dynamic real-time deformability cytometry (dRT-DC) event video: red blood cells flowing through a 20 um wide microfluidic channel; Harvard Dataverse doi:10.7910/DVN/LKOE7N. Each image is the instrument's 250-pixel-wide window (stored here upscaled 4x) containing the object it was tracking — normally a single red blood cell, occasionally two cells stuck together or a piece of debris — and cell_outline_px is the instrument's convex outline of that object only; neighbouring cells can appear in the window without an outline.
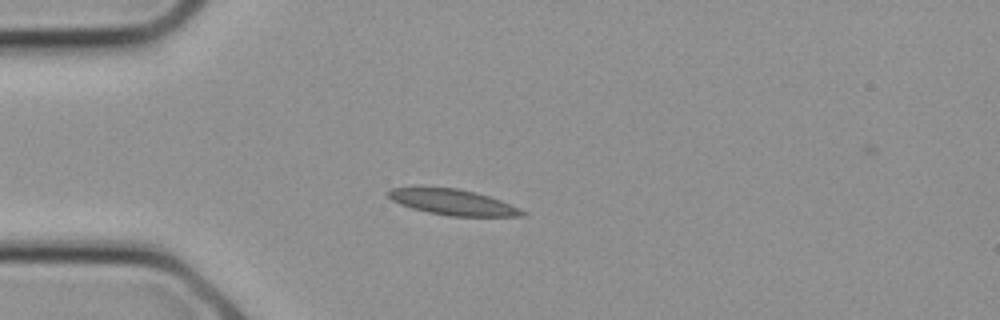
{"species": "common noctule bat (a hibernating species)", "species_latin": "Nyctalus noctula", "temperature_condition": "cold", "stored_images_in_passage": 5, "camera_frame_rate_fps": 3000, "um_per_image_px": 0.085, "animal": {"sex": "female", "body_mass_g": 21.9}, "frame": {"image": 1, "passage_image": 3, "time_ms": 0.667, "image_size_px": [1000, 320], "cell_outline_px": [[528, 216], [448, 216], [428, 212], [412, 208], [400, 204], [392, 200], [388, 196], [388, 192], [392, 188], [420, 184], [456, 188], [488, 196], [500, 200], [520, 208], [528, 212]], "centroid_in_image_um": [38.44, 17.15], "position_along_channel_um": 46.6, "area_um2": 20.63}}